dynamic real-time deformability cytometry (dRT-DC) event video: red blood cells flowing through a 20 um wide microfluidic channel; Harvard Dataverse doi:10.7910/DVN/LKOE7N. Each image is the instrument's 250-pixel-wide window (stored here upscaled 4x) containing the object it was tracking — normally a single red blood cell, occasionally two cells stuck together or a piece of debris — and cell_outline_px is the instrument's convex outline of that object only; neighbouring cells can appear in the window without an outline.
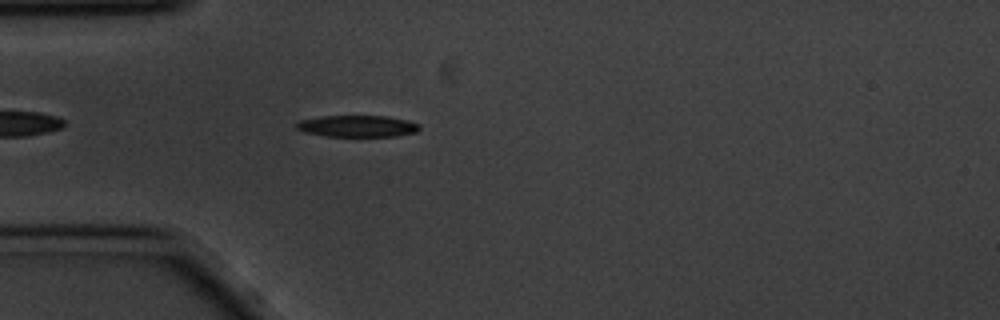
{"species": "common noctule bat (a hibernating species)", "species_latin": "Nyctalus noctula", "temperature_condition": "cold", "stored_images_in_passage": 30, "camera_frame_rate_fps": 3000, "um_per_image_px": 0.085, "animal": {"sex": "male", "body_mass_g": 20.1, "forearm_length_mm": 53.5}, "frame": {"image": 1, "passage_image": 5, "time_ms": 1.333, "image_size_px": [1000, 320], "cell_outline_px": [[420, 128], [416, 132], [396, 136], [328, 136], [304, 132], [296, 128], [296, 124], [300, 120], [320, 116], [388, 116], [408, 120], [420, 124]], "centroid_in_image_um": [30.4, 10.71], "position_along_channel_um": 54.6, "area_um2": 15.49}}
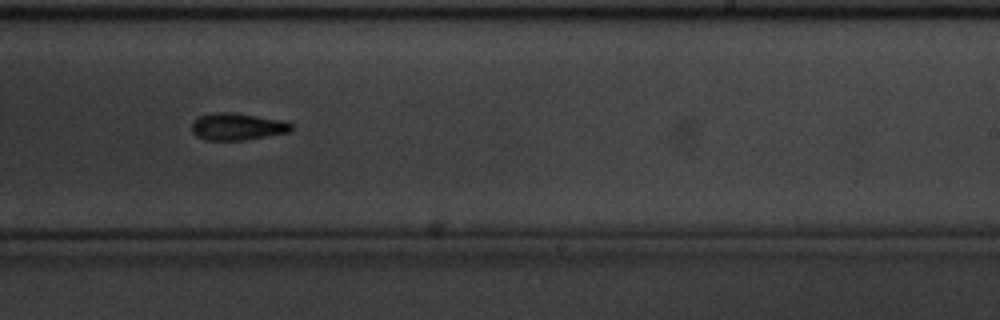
{"frame": {"image": 2, "passage_image": 24, "time_ms": 7.667, "image_size_px": [1000, 320], "cell_outline_px": [[292, 132], [244, 140], [204, 140], [196, 136], [192, 132], [192, 120], [200, 116], [212, 112], [232, 112], [280, 120], [292, 124]], "centroid_in_image_um": [20.14, 10.77], "position_along_channel_um": 268.9, "area_um2": 15.78}}
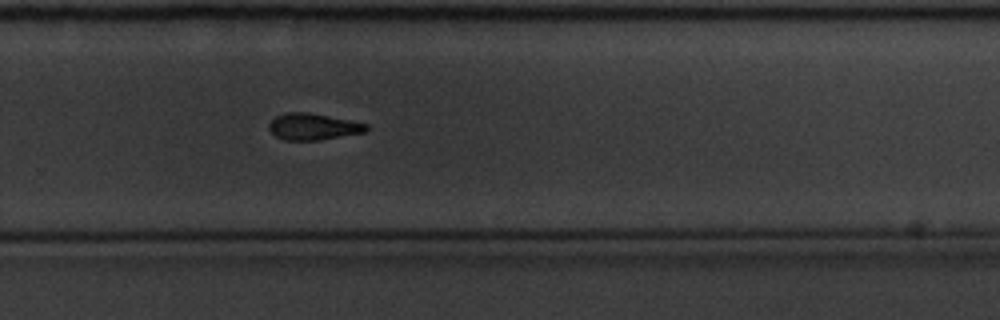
{"frame": {"image": 3, "passage_image": 27, "time_ms": 8.667, "image_size_px": [1000, 320], "cell_outline_px": [[368, 128], [364, 132], [320, 140], [284, 140], [276, 136], [268, 128], [268, 124], [276, 116], [284, 112], [308, 112], [368, 124]], "centroid_in_image_um": [26.58, 10.76], "position_along_channel_um": 303.2, "area_um2": 14.91}}